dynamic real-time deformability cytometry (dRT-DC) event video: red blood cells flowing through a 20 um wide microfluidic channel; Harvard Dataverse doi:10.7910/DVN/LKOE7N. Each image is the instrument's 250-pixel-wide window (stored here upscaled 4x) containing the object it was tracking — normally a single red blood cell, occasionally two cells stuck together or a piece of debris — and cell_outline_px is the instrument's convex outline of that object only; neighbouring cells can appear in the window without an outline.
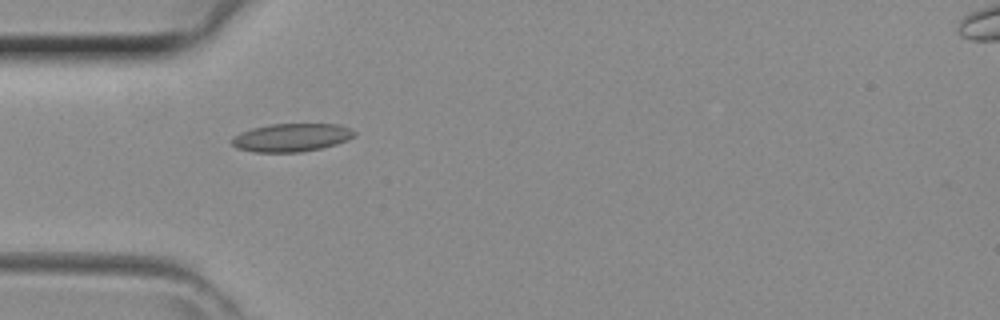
{"species": "common noctule bat (a hibernating species)", "species_latin": "Nyctalus noctula", "temperature_condition": "room temperature", "stored_images_in_passage": 43, "camera_frame_rate_fps": 3000, "um_per_image_px": 0.085, "animal": {"sex": "female", "body_mass_g": 29.2, "forearm_length_mm": 56.3}, "frame": {"image": 1, "passage_image": 13, "time_ms": 4.0, "image_size_px": [1000, 320], "cell_outline_px": [[356, 136], [348, 140], [336, 144], [320, 148], [300, 152], [252, 152], [236, 148], [232, 144], [232, 136], [240, 132], [252, 128], [272, 124], [340, 124], [356, 132]], "centroid_in_image_um": [24.77, 11.69], "position_along_channel_um": 60.2, "area_um2": 20.17}}
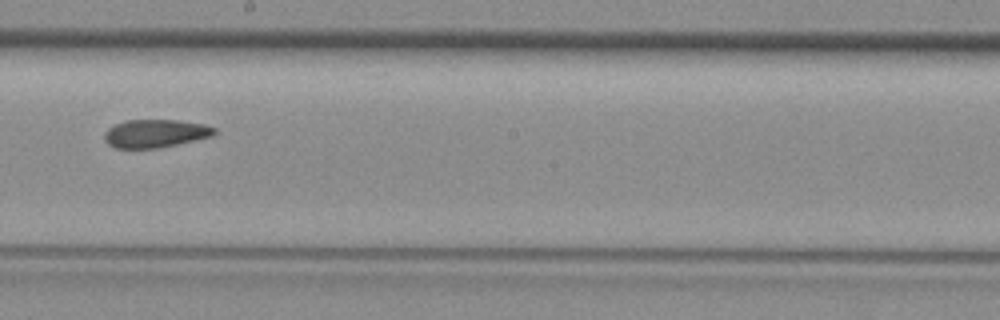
{"frame": {"image": 2, "passage_image": 24, "time_ms": 7.667, "image_size_px": [1000, 320], "cell_outline_px": [[216, 132], [212, 136], [176, 144], [156, 148], [116, 148], [108, 144], [104, 140], [104, 132], [108, 128], [124, 120], [176, 120], [204, 124], [216, 128]], "centroid_in_image_um": [13.17, 11.34], "position_along_channel_um": 235.0, "area_um2": 17.92}}
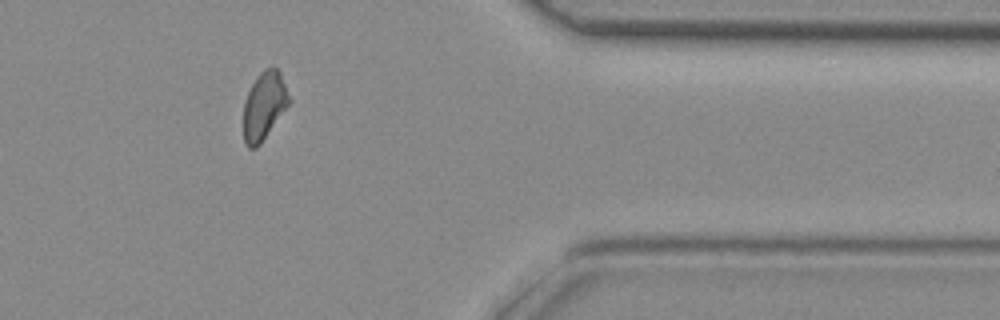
{"frame": {"image": 3, "passage_image": 35, "time_ms": 11.333, "image_size_px": [1000, 320], "cell_outline_px": [[292, 100], [260, 144], [256, 148], [248, 148], [244, 144], [244, 100], [256, 76], [264, 68], [276, 68], [280, 72]], "centroid_in_image_um": [22.45, 8.98], "position_along_channel_um": 388.9, "area_um2": 18.03}}